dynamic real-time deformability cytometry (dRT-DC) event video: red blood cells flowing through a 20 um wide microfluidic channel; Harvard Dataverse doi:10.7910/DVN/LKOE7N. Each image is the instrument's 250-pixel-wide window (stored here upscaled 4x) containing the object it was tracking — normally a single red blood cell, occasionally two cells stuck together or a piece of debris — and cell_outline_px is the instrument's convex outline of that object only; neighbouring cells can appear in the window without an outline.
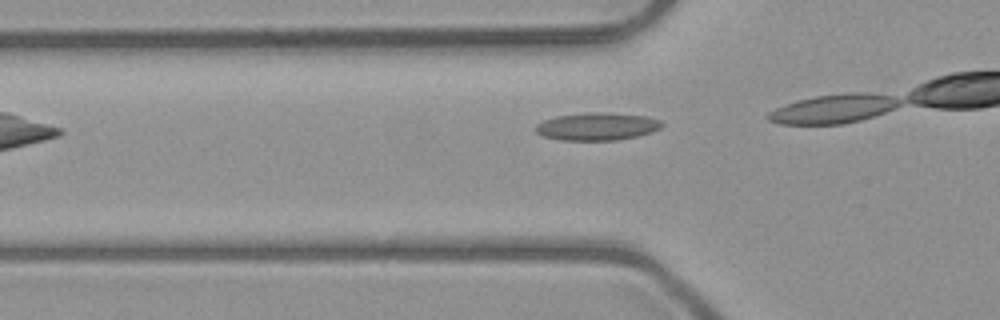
{"species": "common noctule bat (a hibernating species)", "species_latin": "Nyctalus noctula", "temperature_condition": "room temperature", "stored_images_in_passage": 6, "camera_frame_rate_fps": 3000, "um_per_image_px": 0.085, "animal": {"sex": "male", "body_mass_g": 23.1, "forearm_length_mm": 52.7}, "frame": {"image": 1, "passage_image": 2, "time_ms": 0.333, "image_size_px": [1000, 320], "cell_outline_px": [[664, 124], [660, 128], [652, 132], [636, 136], [616, 140], [560, 140], [544, 136], [536, 132], [536, 124], [544, 120], [556, 116], [588, 112], [608, 112], [648, 116], [660, 120]], "centroid_in_image_um": [50.77, 10.74], "position_along_channel_um": 75.0, "area_um2": 20.4}}
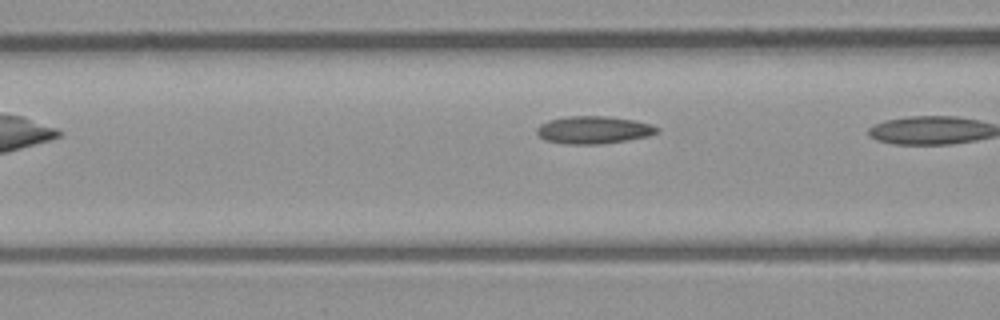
{"frame": {"image": 2, "passage_image": 5, "time_ms": 1.333, "image_size_px": [1000, 320], "cell_outline_px": [[660, 132], [648, 136], [628, 140], [600, 144], [568, 144], [544, 140], [536, 132], [536, 128], [540, 124], [548, 120], [568, 116], [608, 116], [632, 120], [652, 124], [660, 128]], "centroid_in_image_um": [50.47, 11.04], "position_along_channel_um": 116.1, "area_um2": 19.42}}